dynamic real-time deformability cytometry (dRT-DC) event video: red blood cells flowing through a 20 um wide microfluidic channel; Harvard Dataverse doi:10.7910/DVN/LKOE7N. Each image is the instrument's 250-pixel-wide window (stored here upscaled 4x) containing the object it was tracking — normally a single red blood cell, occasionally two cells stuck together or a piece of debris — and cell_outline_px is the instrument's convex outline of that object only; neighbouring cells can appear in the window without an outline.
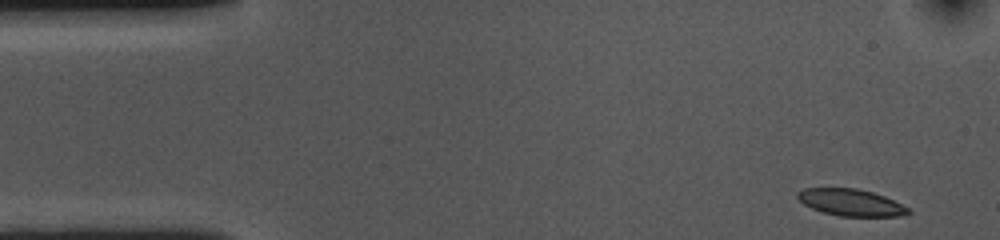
{"species": "common noctule bat (a hibernating species)", "species_latin": "Nyctalus noctula", "temperature_condition": "cold", "stored_images_in_passage": 53, "camera_frame_rate_fps": 3000, "um_per_image_px": 0.085, "animal": {"sex": "female", "body_mass_g": 10.0, "forearm_length_mm": 53.1}, "frame": {"image": 1, "passage_image": 1, "time_ms": 0.0, "image_size_px": [1000, 240], "cell_outline_px": [[912, 212], [904, 216], [840, 216], [820, 212], [804, 204], [796, 196], [796, 192], [804, 188], [856, 188], [872, 192], [884, 196], [908, 208]], "centroid_in_image_um": [72.3, 17.21], "position_along_channel_um": 12.7, "area_um2": 17.28}}
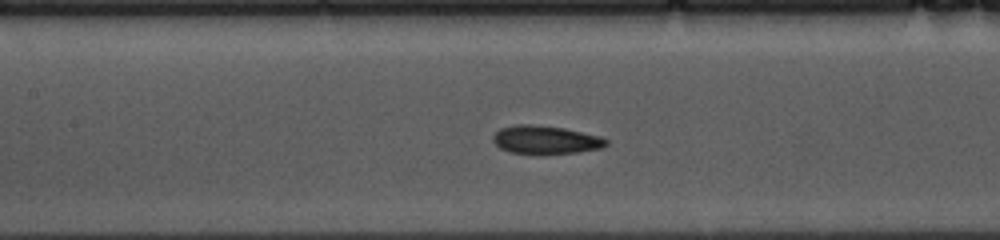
{"frame": {"image": 2, "passage_image": 21, "time_ms": 6.667, "image_size_px": [1000, 240], "cell_outline_px": [[608, 144], [600, 148], [576, 152], [512, 152], [500, 148], [492, 140], [492, 136], [500, 128], [516, 124], [532, 124], [564, 128], [600, 136], [608, 140]], "centroid_in_image_um": [46.36, 11.84], "position_along_channel_um": 161.0, "area_um2": 18.09}}
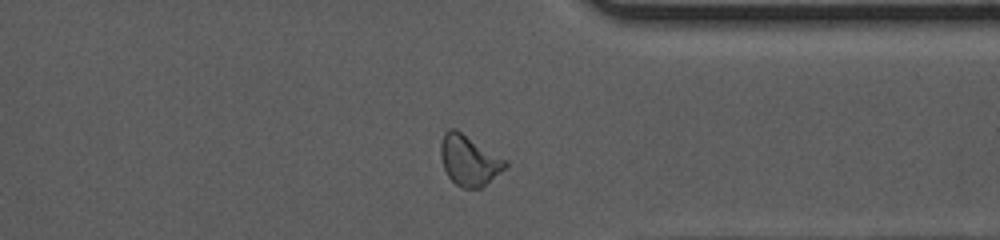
{"frame": {"image": 3, "passage_image": 39, "time_ms": 12.667, "image_size_px": [1000, 240], "cell_outline_px": [[508, 164], [504, 168], [480, 188], [460, 188], [448, 176], [444, 168], [440, 156], [440, 144], [444, 132], [448, 128], [456, 128], [508, 160]], "centroid_in_image_um": [39.85, 13.59], "position_along_channel_um": 371.6, "area_um2": 19.02}, "authors_computed_cell_mechanics": {"area_um2": 18.785, "velocity_mm_per_s": 3.6053, "shape_relaxation_time_tau1_ms": 7.5694, "shape_relaxation_time_tau2_ms": 3.2975, "deformation_change_tau1": 0.143, "deformation_change_tau2": 0.0761}}